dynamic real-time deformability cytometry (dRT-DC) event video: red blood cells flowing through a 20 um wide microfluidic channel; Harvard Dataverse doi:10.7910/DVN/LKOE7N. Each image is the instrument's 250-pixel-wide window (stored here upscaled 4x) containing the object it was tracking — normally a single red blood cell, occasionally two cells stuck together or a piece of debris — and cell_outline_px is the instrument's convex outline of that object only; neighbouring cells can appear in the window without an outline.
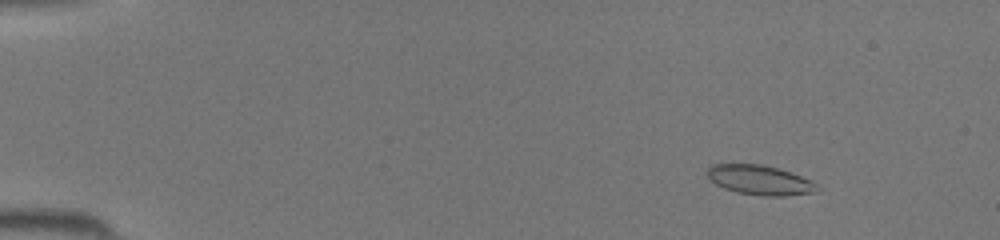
{"species": "common noctule bat (a hibernating species)", "species_latin": "Nyctalus noctula", "temperature_condition": "room temperature", "stored_images_in_passage": 45, "camera_frame_rate_fps": 3000, "um_per_image_px": 0.085, "animal": {"sex": "female", "body_mass_g": 19.5, "forearm_length_mm": 54.1}, "frame": {"image": 1, "passage_image": 6, "time_ms": 1.667, "image_size_px": [1000, 240], "cell_outline_px": [[820, 188], [812, 192], [784, 196], [764, 196], [736, 192], [724, 188], [708, 180], [704, 172], [708, 164], [760, 164], [776, 168], [812, 180]], "centroid_in_image_um": [64.48, 15.29], "position_along_channel_um": 20.5, "area_um2": 19.07}}
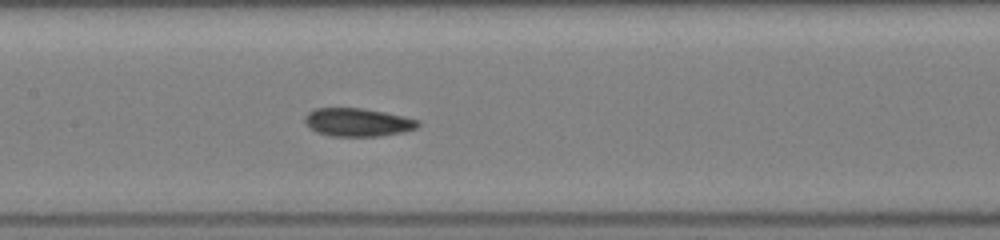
{"frame": {"image": 2, "passage_image": 23, "time_ms": 7.333, "image_size_px": [1000, 240], "cell_outline_px": [[420, 124], [416, 128], [404, 132], [380, 136], [328, 136], [316, 132], [304, 120], [304, 116], [308, 112], [316, 108], [364, 108], [404, 116], [420, 120]], "centroid_in_image_um": [30.42, 10.39], "position_along_channel_um": 177.0, "area_um2": 18.67}}
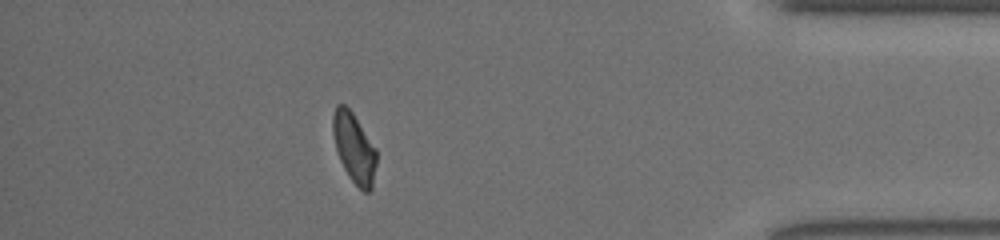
{"frame": {"image": 3, "passage_image": 40, "time_ms": 13.0, "image_size_px": [1000, 240], "cell_outline_px": [[376, 164], [372, 188], [368, 192], [364, 192], [348, 176], [340, 160], [336, 148], [332, 132], [332, 116], [336, 104], [344, 104], [352, 112], [376, 148]], "centroid_in_image_um": [30.09, 12.56], "position_along_channel_um": 405.1, "area_um2": 17.63}}